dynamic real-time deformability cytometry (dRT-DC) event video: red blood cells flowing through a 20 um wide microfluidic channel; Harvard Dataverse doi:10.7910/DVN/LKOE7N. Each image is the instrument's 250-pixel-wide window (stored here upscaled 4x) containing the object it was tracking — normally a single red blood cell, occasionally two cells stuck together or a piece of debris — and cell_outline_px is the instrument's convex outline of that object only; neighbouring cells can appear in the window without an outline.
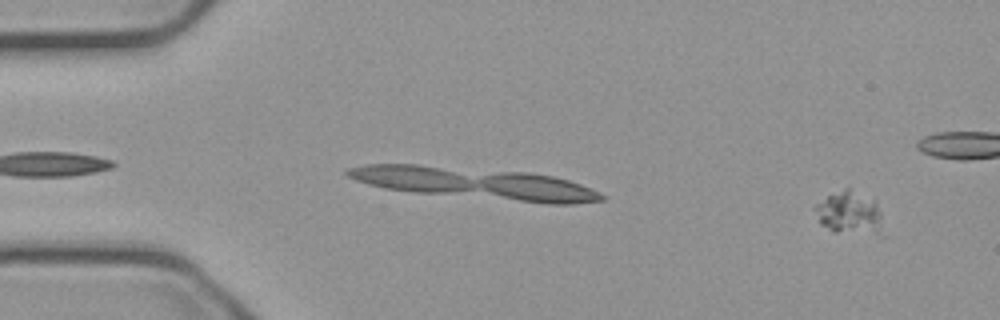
{"species": "common noctule bat (a hibernating species)", "species_latin": "Nyctalus noctula", "temperature_condition": "cold", "stored_images_in_passage": 25, "camera_frame_rate_fps": 3000, "um_per_image_px": 0.085, "animal": {"sex": "male", "body_mass_g": 23.1, "forearm_length_mm": 52.7}, "frame": {"image": 1, "passage_image": 4, "time_ms": 1.0, "image_size_px": [1000, 320], "cell_outline_px": [[884, 236], [880, 236], [836, 232], [820, 224], [812, 208], [816, 204], [828, 196], [844, 188], [848, 188], [876, 200], [880, 212]], "centroid_in_image_um": [72.25, 18.14], "position_along_channel_um": 12.8, "area_um2": 17.46}}
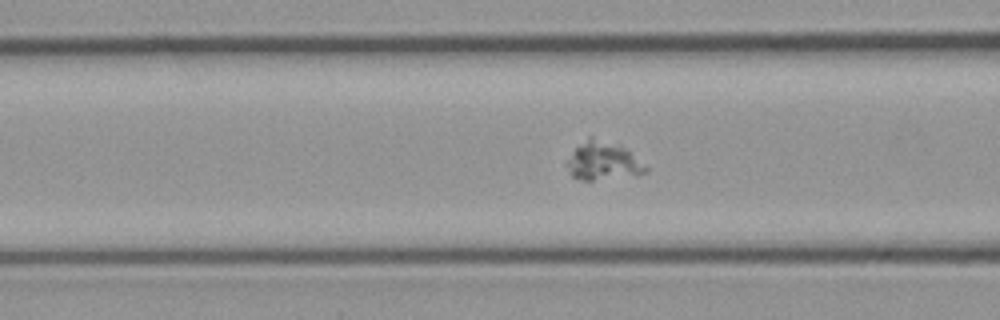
{"frame": {"image": 2, "passage_image": 22, "time_ms": 7.0, "image_size_px": [1000, 320], "cell_outline_px": [[648, 168], [644, 172], [636, 176], [592, 180], [580, 180], [572, 176], [564, 164], [576, 148], [588, 136], [592, 136], [624, 148]], "centroid_in_image_um": [51.21, 13.71], "position_along_channel_um": 115.4, "area_um2": 17.28}}